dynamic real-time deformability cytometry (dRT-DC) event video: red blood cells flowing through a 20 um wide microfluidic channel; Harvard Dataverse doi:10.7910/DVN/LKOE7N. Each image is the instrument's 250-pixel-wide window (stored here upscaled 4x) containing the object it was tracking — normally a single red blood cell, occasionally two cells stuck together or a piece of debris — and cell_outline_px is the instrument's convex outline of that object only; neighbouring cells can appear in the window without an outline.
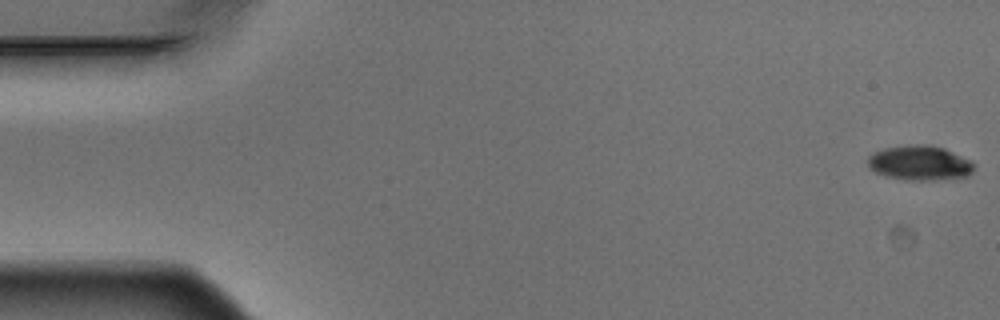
{"species": "Egyptian fruit bat (a non-hibernating species)", "species_latin": "Rousettus aegyptiacus", "temperature_condition": "warm", "stored_images_in_passage": 5, "camera_frame_rate_fps": 3000, "um_per_image_px": 0.085, "animal": {"sex": "male"}, "frame": {"image": 1, "passage_image": 1, "time_ms": 0.0, "image_size_px": [1000, 320], "cell_outline_px": [[976, 168], [968, 176], [936, 180], [912, 180], [888, 176], [876, 172], [868, 168], [868, 156], [872, 152], [884, 148], [912, 144], [928, 144], [944, 148], [972, 160], [976, 164]], "centroid_in_image_um": [78.21, 13.84], "position_along_channel_um": 6.8, "area_um2": 21.73}}
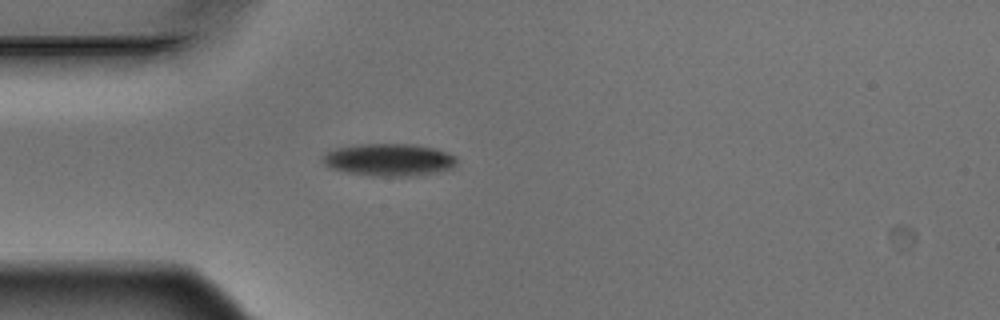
{"frame": {"image": 2, "passage_image": 5, "time_ms": 1.333, "image_size_px": [1000, 320], "cell_outline_px": [[456, 164], [452, 168], [436, 172], [412, 176], [372, 176], [344, 172], [328, 168], [324, 164], [324, 156], [328, 152], [336, 148], [360, 144], [416, 144], [432, 148], [456, 156]], "centroid_in_image_um": [33.05, 13.59], "position_along_channel_um": 52.0, "area_um2": 25.2}}